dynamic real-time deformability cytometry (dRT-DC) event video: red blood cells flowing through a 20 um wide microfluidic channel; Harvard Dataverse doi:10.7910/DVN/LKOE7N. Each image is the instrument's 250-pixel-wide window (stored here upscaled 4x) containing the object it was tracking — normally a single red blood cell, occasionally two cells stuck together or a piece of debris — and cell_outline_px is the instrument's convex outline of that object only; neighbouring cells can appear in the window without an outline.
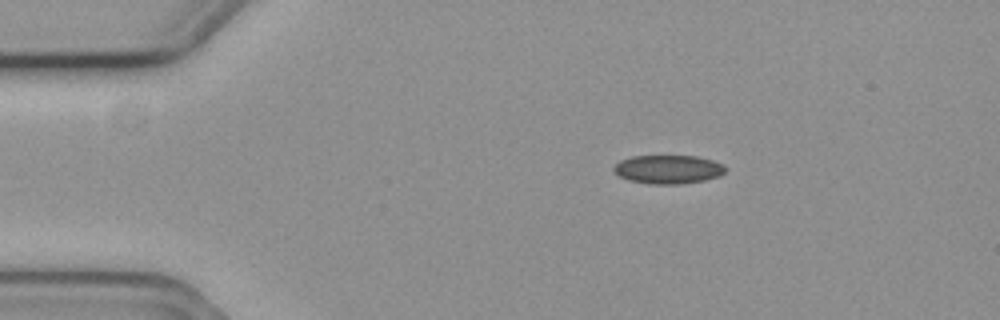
{"species": "common noctule bat (a hibernating species)", "species_latin": "Nyctalus noctula", "temperature_condition": "cold", "stored_images_in_passage": 3, "camera_frame_rate_fps": 3000, "um_per_image_px": 0.085, "animal": {"sex": "female", "body_mass_g": 19.3, "forearm_length_mm": 54.1}, "frame": {"image": 1, "passage_image": 1, "time_ms": 0.0, "image_size_px": [1000, 320], "cell_outline_px": [[728, 168], [720, 176], [704, 180], [680, 184], [648, 184], [628, 180], [620, 176], [612, 168], [620, 160], [632, 156], [696, 156], [712, 160], [724, 164]], "centroid_in_image_um": [56.82, 14.39], "position_along_channel_um": 28.2, "area_um2": 18.73}}
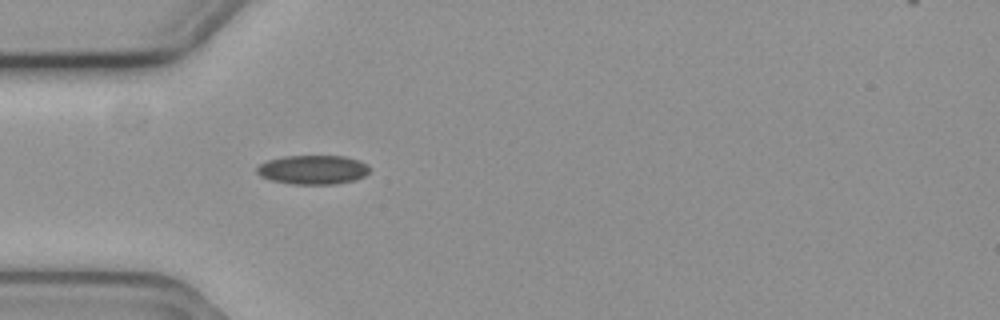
{"frame": {"image": 2, "passage_image": 3, "time_ms": 0.667, "image_size_px": [1000, 320], "cell_outline_px": [[372, 168], [364, 176], [356, 180], [336, 184], [292, 184], [272, 180], [260, 176], [256, 172], [256, 168], [260, 164], [268, 160], [284, 156], [344, 156], [360, 160], [368, 164]], "centroid_in_image_um": [26.64, 14.42], "position_along_channel_um": 58.4, "area_um2": 19.31}}